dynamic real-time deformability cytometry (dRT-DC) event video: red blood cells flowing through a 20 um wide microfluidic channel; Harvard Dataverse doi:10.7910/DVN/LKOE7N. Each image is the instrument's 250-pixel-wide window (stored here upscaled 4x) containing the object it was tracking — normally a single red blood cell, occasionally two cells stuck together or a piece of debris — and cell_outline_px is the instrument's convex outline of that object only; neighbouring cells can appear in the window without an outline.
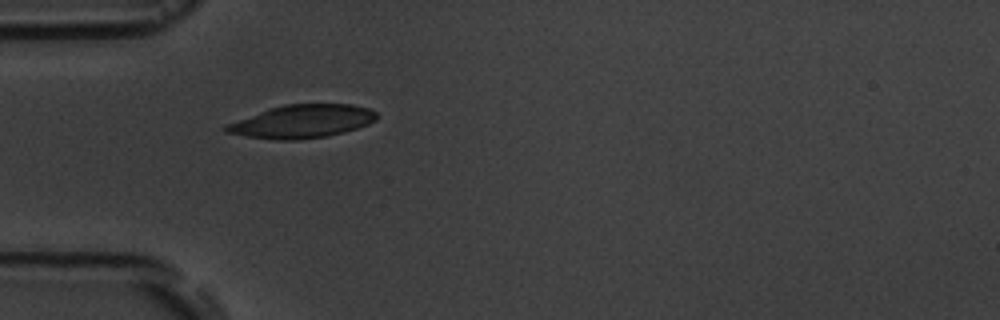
{"species": "common noctule bat (a hibernating species)", "species_latin": "Nyctalus noctula", "temperature_condition": "room temperature", "stored_images_in_passage": 1, "camera_frame_rate_fps": 3000, "um_per_image_px": 0.085, "animal": {"sex": "male", "body_mass_g": 19.5, "forearm_length_mm": 54.6}, "frame": {"image": 1, "passage_image": 1, "time_ms": 0.0, "image_size_px": [1000, 320], "cell_outline_px": [[376, 120], [368, 124], [344, 132], [328, 136], [300, 140], [272, 140], [224, 132], [220, 128], [224, 124], [268, 108], [284, 104], [352, 104], [368, 108], [376, 112]], "centroid_in_image_um": [25.61, 10.32], "position_along_channel_um": 59.4, "area_um2": 29.42}}